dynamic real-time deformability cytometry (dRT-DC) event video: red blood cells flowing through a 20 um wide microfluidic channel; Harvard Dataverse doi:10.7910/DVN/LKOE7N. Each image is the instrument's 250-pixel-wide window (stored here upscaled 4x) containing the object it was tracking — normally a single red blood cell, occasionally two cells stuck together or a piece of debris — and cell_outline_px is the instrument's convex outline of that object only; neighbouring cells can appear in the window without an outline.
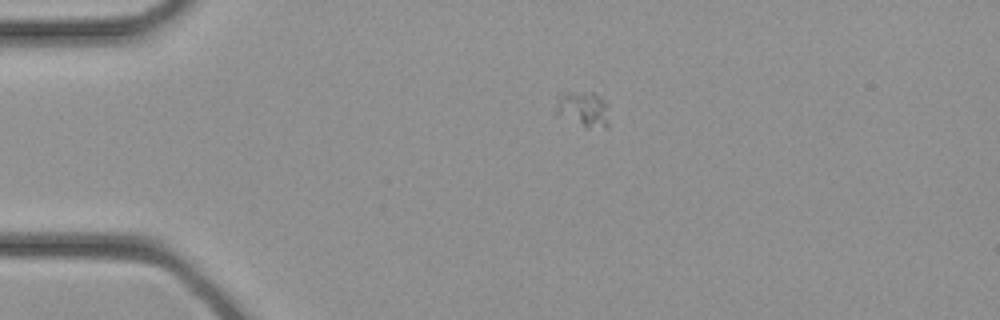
{"species": "common noctule bat (a hibernating species)", "species_latin": "Nyctalus noctula", "temperature_condition": "cold", "stored_images_in_passage": 33, "camera_frame_rate_fps": 3000, "um_per_image_px": 0.085, "animal": {"sex": "female", "body_mass_g": 21.9}, "frame": {"image": 1, "passage_image": 6, "time_ms": 1.667, "image_size_px": [1000, 320], "cell_outline_px": [[608, 128], [584, 128], [556, 116], [556, 96], [568, 92], [592, 92], [600, 96], [608, 104]], "centroid_in_image_um": [49.56, 9.31], "position_along_channel_um": 35.4, "area_um2": 11.56}}
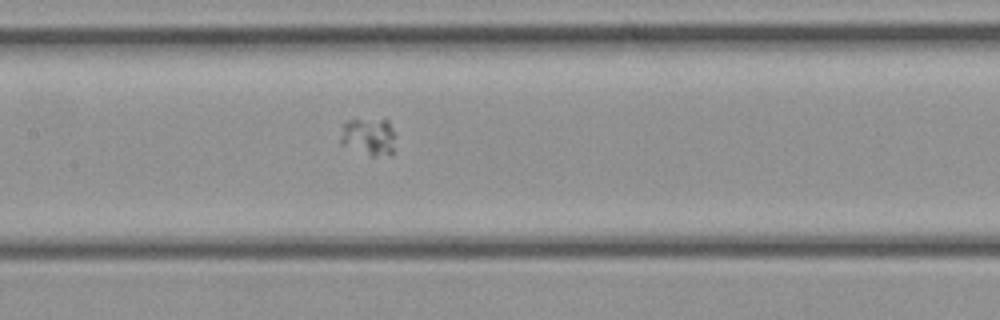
{"frame": {"image": 2, "passage_image": 15, "time_ms": 4.667, "image_size_px": [1000, 320], "cell_outline_px": [[396, 132], [392, 156], [372, 156], [340, 144], [340, 136], [344, 124], [348, 120], [388, 120]], "centroid_in_image_um": [31.38, 11.64], "position_along_channel_um": 176.0, "area_um2": 12.14}}
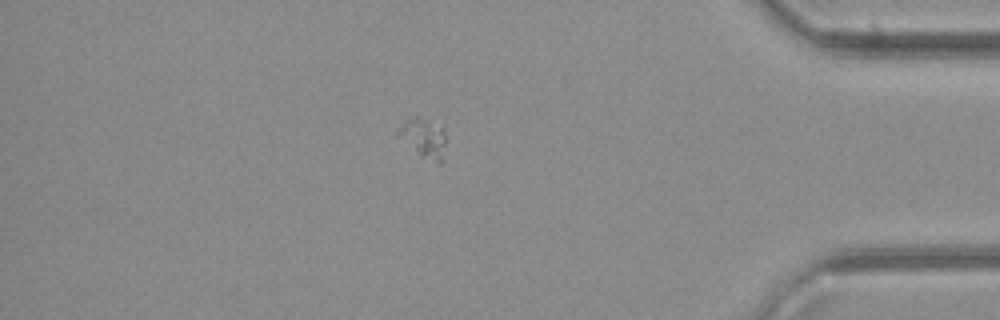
{"frame": {"image": 3, "passage_image": 28, "time_ms": 9.0, "image_size_px": [1000, 320], "cell_outline_px": [[444, 144], [440, 164], [420, 156], [396, 136], [396, 132], [404, 120], [416, 116], [428, 120], [444, 128]], "centroid_in_image_um": [35.95, 11.71], "position_along_channel_um": 399.3, "area_um2": 10.81}}